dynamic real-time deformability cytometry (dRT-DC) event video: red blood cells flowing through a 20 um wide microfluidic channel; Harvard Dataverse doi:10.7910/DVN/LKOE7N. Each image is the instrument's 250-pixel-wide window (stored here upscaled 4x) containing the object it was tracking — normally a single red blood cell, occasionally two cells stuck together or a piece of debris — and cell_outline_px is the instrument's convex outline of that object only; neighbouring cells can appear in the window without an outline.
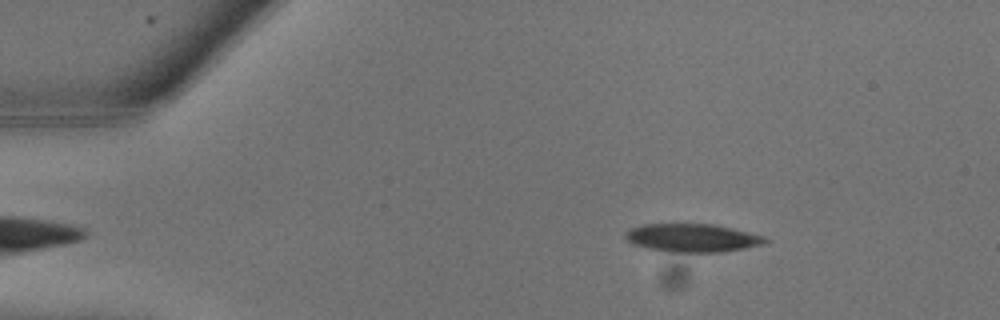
{"species": "common noctule bat (a hibernating species)", "species_latin": "Nyctalus noctula", "temperature_condition": "warm", "stored_images_in_passage": 8, "camera_frame_rate_fps": 3000, "um_per_image_px": 0.085, "animal": {"sex": "male", "body_mass_g": 13.3}, "frame": {"image": 1, "passage_image": 3, "time_ms": 0.667, "image_size_px": [1000, 320], "cell_outline_px": [[772, 240], [764, 244], [744, 248], [720, 252], [676, 252], [648, 248], [632, 244], [624, 240], [624, 232], [640, 224], [716, 224], [764, 236]], "centroid_in_image_um": [58.84, 20.21], "position_along_channel_um": 26.2, "area_um2": 23.12}}
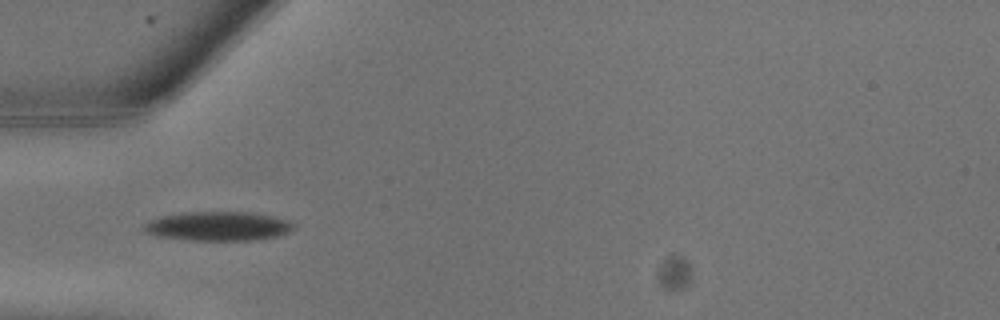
{"frame": {"image": 2, "passage_image": 7, "time_ms": 2.0, "image_size_px": [1000, 320], "cell_outline_px": [[296, 228], [288, 232], [276, 236], [256, 240], [188, 240], [156, 236], [144, 232], [144, 224], [148, 220], [160, 216], [184, 212], [248, 212], [272, 216], [288, 220], [296, 224]], "centroid_in_image_um": [18.53, 19.22], "position_along_channel_um": 66.5, "area_um2": 25.61}}